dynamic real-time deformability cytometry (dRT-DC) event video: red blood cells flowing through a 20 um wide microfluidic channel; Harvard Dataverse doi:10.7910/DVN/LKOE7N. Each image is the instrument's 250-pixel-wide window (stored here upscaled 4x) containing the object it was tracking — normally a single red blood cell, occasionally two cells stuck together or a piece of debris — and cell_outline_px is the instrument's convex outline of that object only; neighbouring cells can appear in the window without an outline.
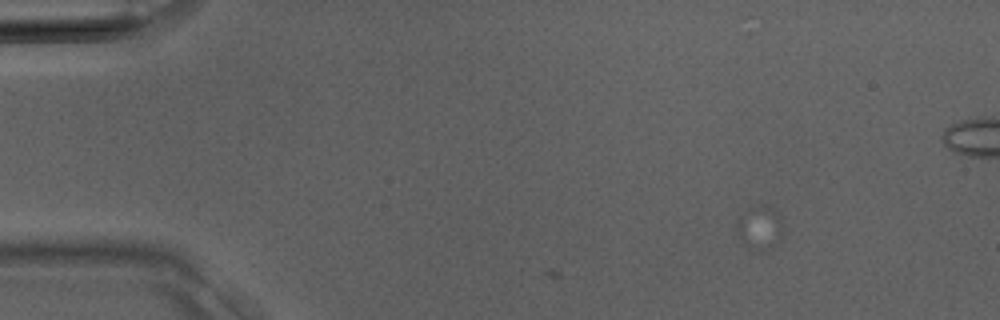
{"species": "Egyptian fruit bat (a non-hibernating species)", "species_latin": "Rousettus aegyptiacus", "temperature_condition": "room temperature", "stored_images_in_passage": 2, "camera_frame_rate_fps": 3000, "um_per_image_px": 0.085, "animal": {"sex": "male"}, "frame": {"image": 1, "passage_image": 2, "time_ms": 0.333, "image_size_px": [1000, 320], "cell_outline_px": [[784, 236], [776, 248], [768, 252], [752, 252], [744, 244], [736, 232], [736, 220], [760, 204], [764, 204], [772, 208], [784, 216]], "centroid_in_image_um": [64.69, 19.45], "position_along_channel_um": 20.3, "area_um2": 12.72}}